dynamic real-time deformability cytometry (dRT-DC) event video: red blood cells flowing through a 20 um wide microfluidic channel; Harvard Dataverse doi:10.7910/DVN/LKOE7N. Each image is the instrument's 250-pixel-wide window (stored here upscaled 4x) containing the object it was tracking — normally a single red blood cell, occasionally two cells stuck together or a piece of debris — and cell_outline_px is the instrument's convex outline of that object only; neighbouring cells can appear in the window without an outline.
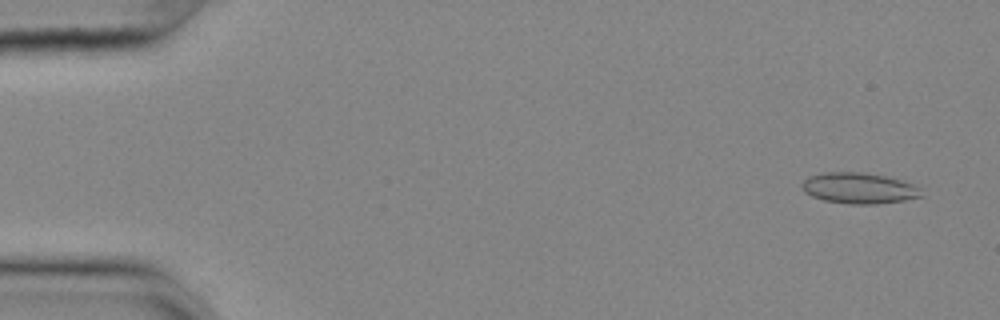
{"species": "common noctule bat (a hibernating species)", "species_latin": "Nyctalus noctula", "temperature_condition": "cold", "stored_images_in_passage": 55, "camera_frame_rate_fps": 3000, "um_per_image_px": 0.085, "animal": {"sex": "female", "body_mass_g": 25.1}, "frame": {"image": 1, "passage_image": 3, "time_ms": 0.667, "image_size_px": [1000, 320], "cell_outline_px": [[924, 196], [904, 200], [876, 204], [848, 204], [824, 200], [812, 196], [804, 192], [800, 184], [808, 176], [824, 172], [860, 172], [884, 176], [900, 180], [912, 184], [920, 188]], "centroid_in_image_um": [72.99, 16.0], "position_along_channel_um": 12.0, "area_um2": 21.5}}
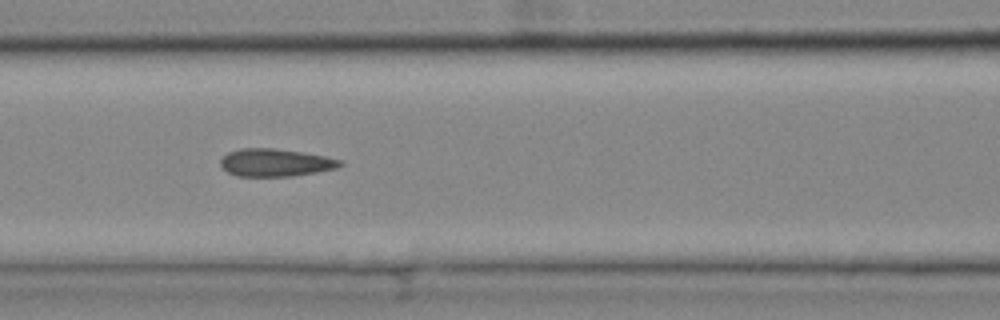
{"frame": {"image": 2, "passage_image": 24, "time_ms": 7.667, "image_size_px": [1000, 320], "cell_outline_px": [[344, 164], [336, 168], [316, 172], [292, 176], [236, 176], [228, 172], [220, 164], [220, 160], [228, 152], [240, 148], [272, 148], [300, 152], [324, 156], [344, 160]], "centroid_in_image_um": [23.42, 13.82], "position_along_channel_um": 143.2, "area_um2": 19.19}}
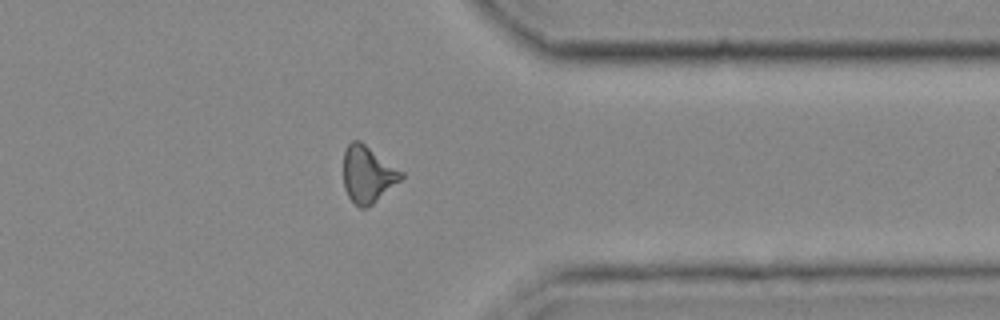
{"frame": {"image": 3, "passage_image": 44, "time_ms": 14.333, "image_size_px": [1000, 320], "cell_outline_px": [[404, 176], [400, 180], [368, 208], [360, 208], [348, 196], [344, 188], [344, 152], [348, 144], [352, 140], [360, 140], [404, 172]], "centroid_in_image_um": [31.26, 14.81], "position_along_channel_um": 380.1, "area_um2": 19.02}, "authors_computed_cell_mechanics": {"area_um2": 19.5364, "velocity_mm_per_s": 3.6566, "shape_relaxation_time_tau1_ms": null, "shape_relaxation_time_tau2_ms": 2.7983, "deformation_change_tau1": null, "deformation_change_tau2": 0.0837}}